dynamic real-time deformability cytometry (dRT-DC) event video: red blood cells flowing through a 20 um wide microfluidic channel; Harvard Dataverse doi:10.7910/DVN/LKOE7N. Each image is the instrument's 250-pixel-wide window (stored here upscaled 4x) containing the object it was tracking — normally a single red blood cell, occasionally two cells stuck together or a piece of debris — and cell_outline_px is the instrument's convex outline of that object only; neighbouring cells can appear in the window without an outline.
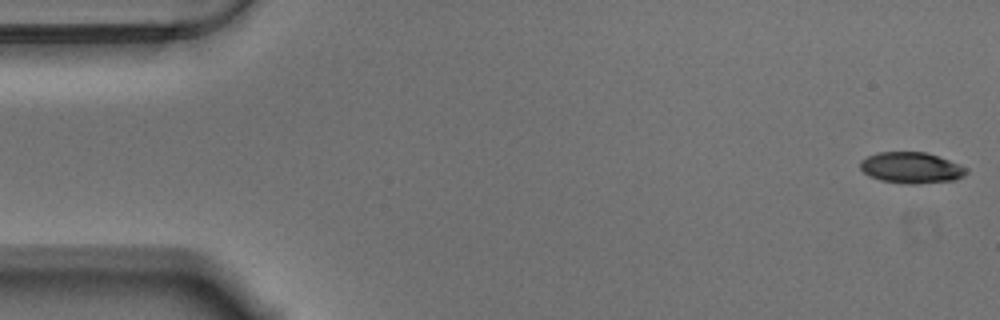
{"species": "Egyptian fruit bat (a non-hibernating species)", "species_latin": "Rousettus aegyptiacus", "temperature_condition": "warm", "stored_images_in_passage": 53, "camera_frame_rate_fps": 3000, "um_per_image_px": 0.085, "animal": {"sex": "male"}, "frame": {"image": 1, "passage_image": 1, "time_ms": 0.0, "image_size_px": [1000, 320], "cell_outline_px": [[968, 172], [964, 176], [956, 180], [916, 184], [908, 184], [880, 180], [864, 172], [860, 168], [860, 160], [876, 152], [924, 152], [960, 164], [968, 168]], "centroid_in_image_um": [77.48, 14.26], "position_along_channel_um": 7.5, "area_um2": 19.19}}
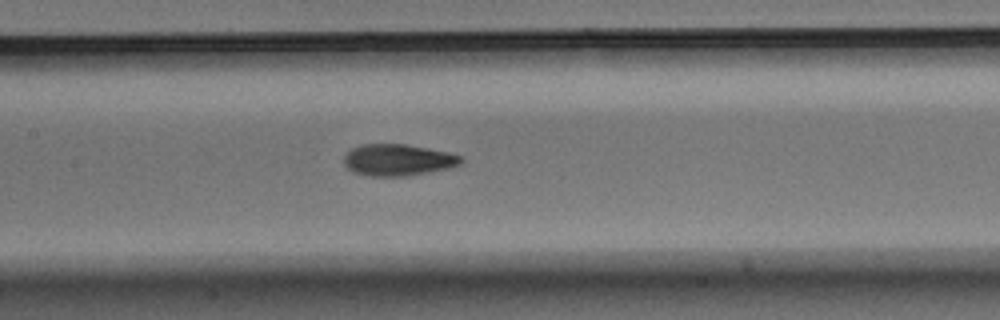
{"frame": {"image": 2, "passage_image": 26, "time_ms": 8.333, "image_size_px": [1000, 320], "cell_outline_px": [[464, 160], [460, 164], [448, 168], [428, 172], [404, 176], [372, 176], [356, 172], [348, 168], [344, 164], [344, 156], [352, 148], [360, 144], [404, 144], [428, 148], [448, 152], [460, 156]], "centroid_in_image_um": [33.82, 13.58], "position_along_channel_um": 173.6, "area_um2": 21.33}}
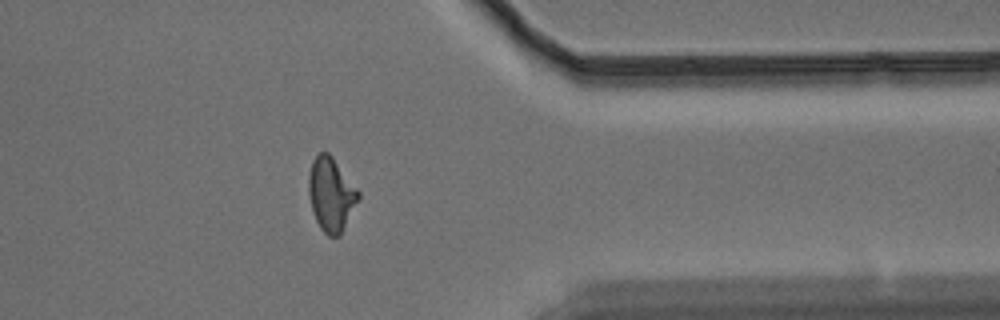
{"frame": {"image": 3, "passage_image": 45, "time_ms": 14.667, "image_size_px": [1000, 320], "cell_outline_px": [[360, 196], [340, 236], [328, 236], [320, 228], [312, 212], [308, 192], [308, 176], [312, 160], [320, 152], [328, 152], [332, 156], [360, 192]], "centroid_in_image_um": [28.12, 16.52], "position_along_channel_um": 383.3, "area_um2": 21.33}, "authors_computed_cell_mechanics": {"area_um2": 20.9814, "velocity_mm_per_s": 3.5326, "shape_relaxation_time_tau1_ms": 6.0156, "shape_relaxation_time_tau2_ms": 1.8229, "deformation_change_tau1": 0.1956, "deformation_change_tau2": 0.0799}}